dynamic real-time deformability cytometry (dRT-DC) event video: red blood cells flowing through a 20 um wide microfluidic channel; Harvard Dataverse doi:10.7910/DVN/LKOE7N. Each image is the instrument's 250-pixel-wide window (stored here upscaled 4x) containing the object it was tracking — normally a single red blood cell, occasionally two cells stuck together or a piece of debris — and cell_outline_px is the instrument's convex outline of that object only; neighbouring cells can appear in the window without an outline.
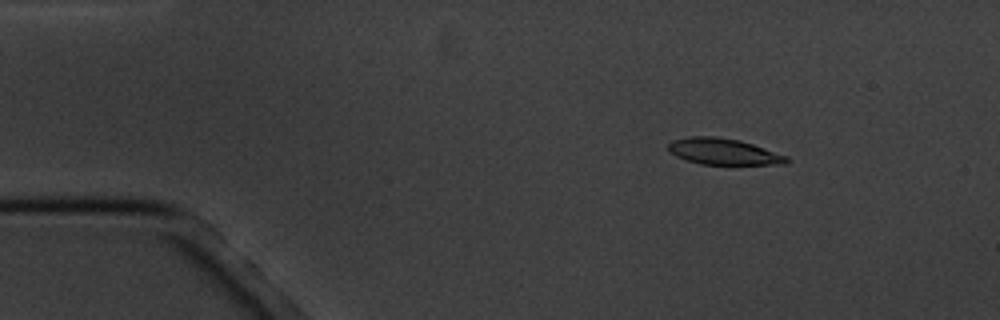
{"species": "common noctule bat (a hibernating species)", "species_latin": "Nyctalus noctula", "temperature_condition": "cold", "stored_images_in_passage": 5, "camera_frame_rate_fps": 3000, "um_per_image_px": 0.085, "animal": {"sex": "male", "body_mass_g": 20.1, "forearm_length_mm": 53.5}, "frame": {"image": 1, "passage_image": 3, "time_ms": 2.333, "image_size_px": [1000, 320], "cell_outline_px": [[788, 164], [700, 164], [676, 156], [668, 152], [668, 144], [672, 140], [692, 136], [716, 136], [740, 140], [788, 156]], "centroid_in_image_um": [61.47, 12.87], "position_along_channel_um": 23.5, "area_um2": 18.03}}